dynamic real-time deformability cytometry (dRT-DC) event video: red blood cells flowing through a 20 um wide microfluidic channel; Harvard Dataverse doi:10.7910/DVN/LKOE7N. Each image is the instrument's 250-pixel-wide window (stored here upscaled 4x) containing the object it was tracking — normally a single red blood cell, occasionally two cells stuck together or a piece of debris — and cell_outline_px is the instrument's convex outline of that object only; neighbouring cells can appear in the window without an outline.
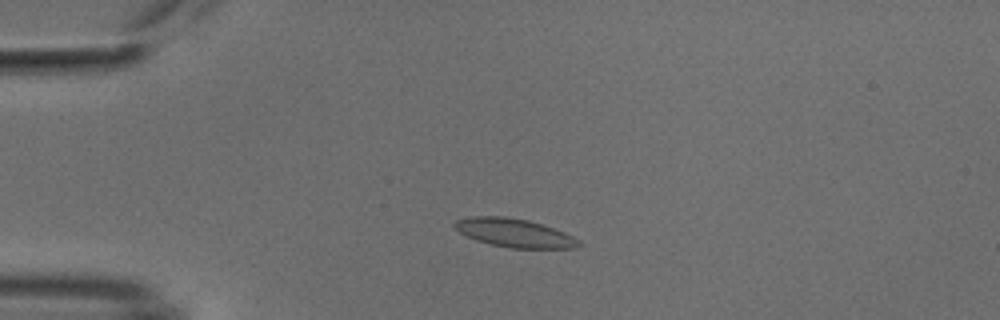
{"species": "common noctule bat (a hibernating species)", "species_latin": "Nyctalus noctula", "temperature_condition": "cold", "stored_images_in_passage": 50, "camera_frame_rate_fps": 3000, "um_per_image_px": 0.085, "animal": {"sex": "male", "body_mass_g": 18.8}, "frame": {"image": 1, "passage_image": 10, "time_ms": 3.0, "image_size_px": [1000, 320], "cell_outline_px": [[580, 244], [572, 248], [512, 248], [492, 244], [476, 240], [460, 232], [452, 224], [456, 220], [472, 216], [504, 216], [528, 220], [564, 232], [580, 240]], "centroid_in_image_um": [43.7, 19.79], "position_along_channel_um": 41.3, "area_um2": 20.29}}
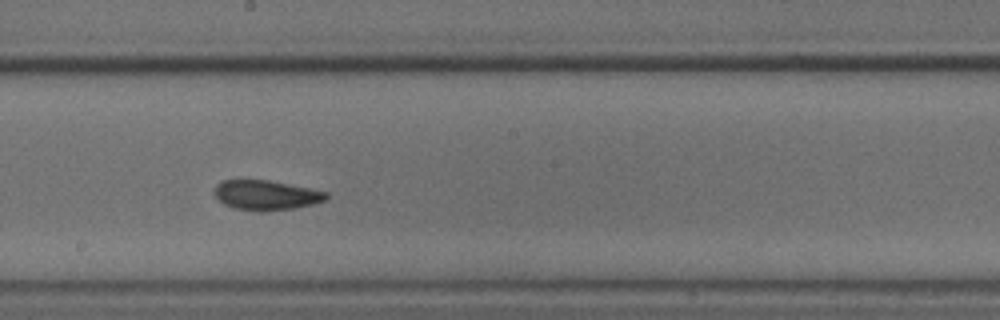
{"frame": {"image": 2, "passage_image": 27, "time_ms": 8.667, "image_size_px": [1000, 320], "cell_outline_px": [[328, 200], [312, 204], [292, 208], [260, 212], [256, 212], [232, 208], [224, 204], [216, 196], [216, 184], [224, 180], [268, 180], [328, 192]], "centroid_in_image_um": [22.63, 16.6], "position_along_channel_um": 225.6, "area_um2": 19.31}}
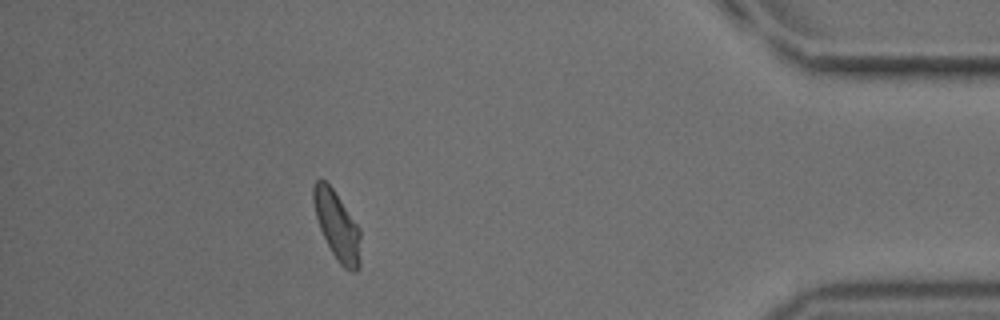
{"frame": {"image": 3, "passage_image": 45, "time_ms": 14.667, "image_size_px": [1000, 320], "cell_outline_px": [[360, 268], [356, 272], [352, 272], [344, 268], [340, 264], [332, 252], [320, 228], [316, 216], [312, 200], [312, 188], [316, 180], [324, 180], [332, 188], [360, 228]], "centroid_in_image_um": [28.66, 19.21], "position_along_channel_um": 406.5, "area_um2": 18.67}, "authors_computed_cell_mechanics": {"area_um2": 19.1318, "velocity_mm_per_s": 3.7743, "shape_relaxation_time_tau1_ms": 5.5558, "shape_relaxation_time_tau2_ms": 2.5838, "deformation_change_tau1": 0.1377, "deformation_change_tau2": 0.0841}}